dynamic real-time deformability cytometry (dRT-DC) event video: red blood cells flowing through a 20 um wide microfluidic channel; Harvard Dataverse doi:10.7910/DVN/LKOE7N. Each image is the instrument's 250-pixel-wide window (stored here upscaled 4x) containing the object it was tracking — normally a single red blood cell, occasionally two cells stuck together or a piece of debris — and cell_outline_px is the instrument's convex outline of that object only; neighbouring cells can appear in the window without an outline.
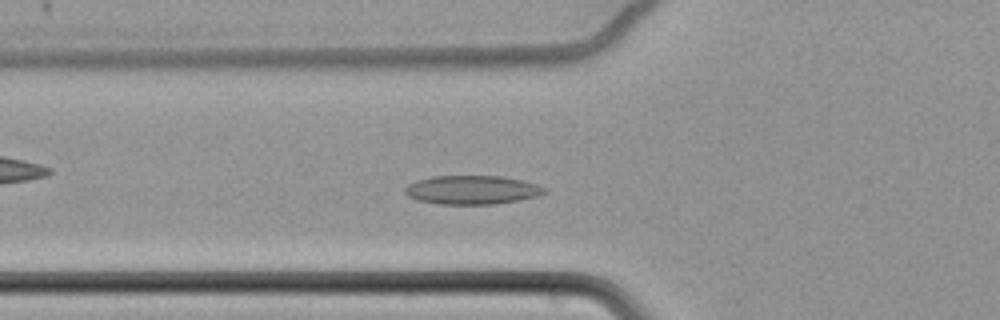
{"species": "common noctule bat (a hibernating species)", "species_latin": "Nyctalus noctula", "temperature_condition": "cold", "stored_images_in_passage": 61, "camera_frame_rate_fps": 3000, "um_per_image_px": 0.085, "animal": {"sex": "female", "body_mass_g": 22.7, "forearm_length_mm": 54.2}, "frame": {"image": 1, "passage_image": 22, "time_ms": 7.0, "image_size_px": [1000, 320], "cell_outline_px": [[548, 192], [536, 196], [496, 204], [436, 204], [416, 200], [408, 196], [404, 192], [404, 188], [408, 184], [416, 180], [432, 176], [500, 176], [520, 180], [536, 184], [548, 188]], "centroid_in_image_um": [40.09, 16.14], "position_along_channel_um": 85.7, "area_um2": 23.47}}
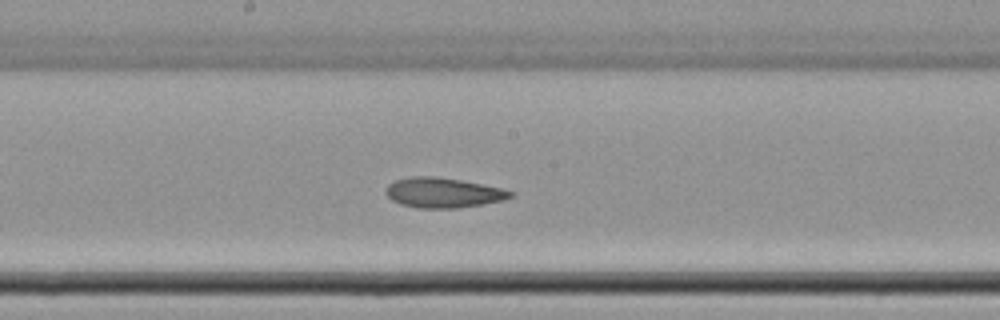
{"frame": {"image": 2, "passage_image": 33, "time_ms": 10.667, "image_size_px": [1000, 320], "cell_outline_px": [[516, 196], [504, 200], [484, 204], [456, 208], [416, 208], [400, 204], [392, 200], [384, 192], [388, 184], [396, 180], [412, 176], [436, 176], [460, 180], [504, 188], [516, 192]], "centroid_in_image_um": [37.71, 16.38], "position_along_channel_um": 210.5, "area_um2": 22.08}}
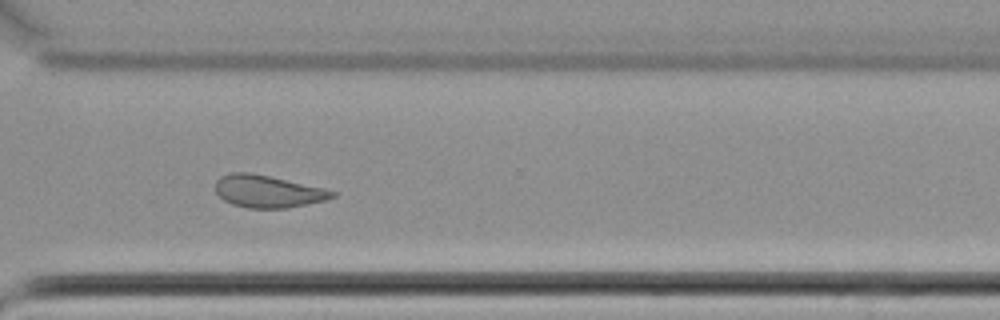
{"frame": {"image": 3, "passage_image": 45, "time_ms": 14.667, "image_size_px": [1000, 320], "cell_outline_px": [[336, 196], [324, 200], [288, 208], [248, 208], [232, 204], [224, 200], [216, 192], [216, 180], [220, 176], [232, 172], [248, 172], [268, 176], [324, 188], [336, 192]], "centroid_in_image_um": [22.74, 16.27], "position_along_channel_um": 347.9, "area_um2": 21.79}, "authors_computed_cell_mechanics": {"area_um2": 23.2356, "velocity_mm_per_s": 3.42, "shape_relaxation_time_tau1_ms": null, "shape_relaxation_time_tau2_ms": 6.0639, "deformation_change_tau1": null, "deformation_change_tau2": 0.1154}}